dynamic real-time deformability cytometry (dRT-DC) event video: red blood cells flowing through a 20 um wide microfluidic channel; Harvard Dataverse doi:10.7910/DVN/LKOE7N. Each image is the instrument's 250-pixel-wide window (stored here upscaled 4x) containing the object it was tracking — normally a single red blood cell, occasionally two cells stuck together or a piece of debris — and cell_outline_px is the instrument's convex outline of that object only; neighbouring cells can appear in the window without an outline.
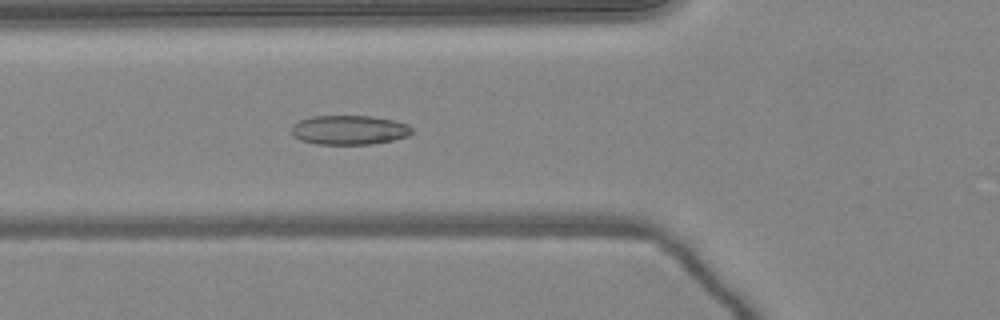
{"species": "common noctule bat (a hibernating species)", "species_latin": "Nyctalus noctula", "temperature_condition": "warm", "stored_images_in_passage": 50, "camera_frame_rate_fps": 3000, "um_per_image_px": 0.085, "animal": {"sex": "female", "body_mass_g": 24.6, "forearm_length_mm": 56.2}, "frame": {"image": 1, "passage_image": 18, "time_ms": 5.667, "image_size_px": [1000, 320], "cell_outline_px": [[412, 132], [408, 136], [392, 140], [372, 144], [316, 144], [300, 140], [292, 136], [292, 124], [300, 120], [312, 116], [372, 116], [392, 120], [408, 124], [412, 128]], "centroid_in_image_um": [29.66, 11.05], "position_along_channel_um": 96.1, "area_um2": 20.63}}
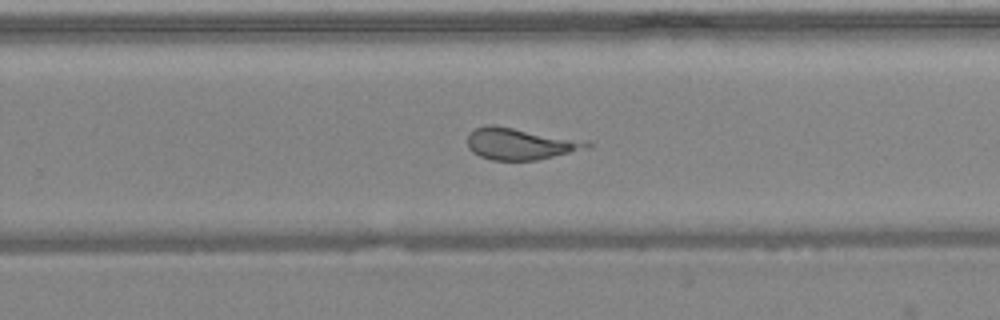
{"frame": {"image": 2, "passage_image": 32, "time_ms": 10.333, "image_size_px": [1000, 320], "cell_outline_px": [[592, 144], [588, 148], [536, 160], [492, 160], [480, 156], [472, 152], [468, 148], [468, 132], [476, 128], [488, 124], [492, 124], [592, 140]], "centroid_in_image_um": [44.26, 12.2], "position_along_channel_um": 285.5, "area_um2": 22.48}}
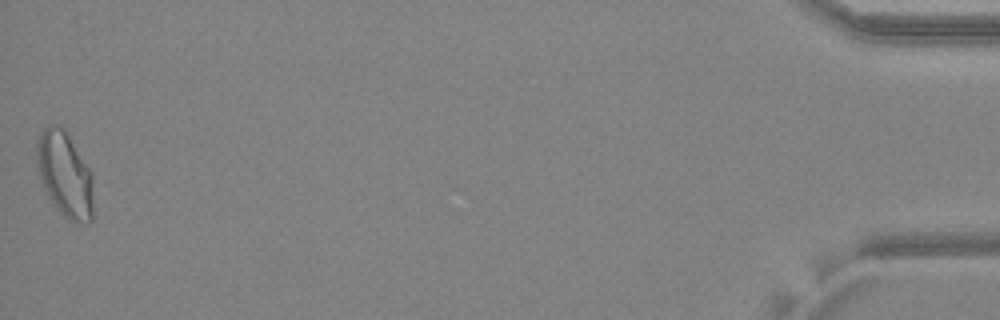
{"frame": {"image": 3, "passage_image": 50, "time_ms": 16.333, "image_size_px": [1000, 320], "cell_outline_px": [[92, 220], [68, 220], [60, 212], [48, 196], [44, 188], [40, 176], [36, 160], [36, 140], [40, 132], [48, 124], [60, 124], [64, 128], [92, 172]], "centroid_in_image_um": [5.48, 14.74], "position_along_channel_um": 429.7, "area_um2": 27.92}, "authors_computed_cell_mechanics": {"area_um2": 23.1489, "velocity_mm_per_s": 4.0661, "shape_relaxation_time_tau1_ms": null, "shape_relaxation_time_tau2_ms": 2.507, "deformation_change_tau1": null, "deformation_change_tau2": 0.1256}}